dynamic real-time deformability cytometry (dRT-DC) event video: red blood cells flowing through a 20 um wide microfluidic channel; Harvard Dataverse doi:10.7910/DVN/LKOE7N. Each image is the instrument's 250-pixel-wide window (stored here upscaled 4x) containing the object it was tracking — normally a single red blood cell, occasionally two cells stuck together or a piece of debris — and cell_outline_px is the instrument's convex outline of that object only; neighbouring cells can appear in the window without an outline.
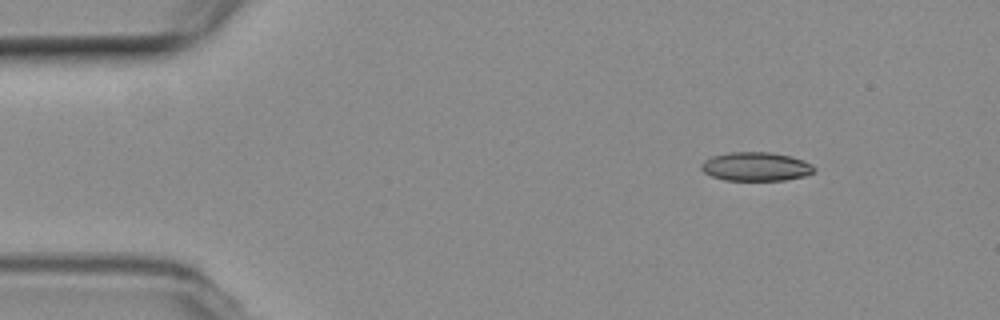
{"species": "common noctule bat (a hibernating species)", "species_latin": "Nyctalus noctula", "temperature_condition": "room temperature", "stored_images_in_passage": 49, "camera_frame_rate_fps": 3000, "um_per_image_px": 0.085, "animal": {"sex": "female", "body_mass_g": 19.3, "forearm_length_mm": 54.1}, "frame": {"image": 1, "passage_image": 1, "time_ms": 0.0, "image_size_px": [1000, 320], "cell_outline_px": [[816, 168], [812, 172], [804, 176], [784, 180], [724, 180], [712, 176], [704, 172], [700, 168], [700, 164], [704, 160], [712, 156], [728, 152], [772, 152], [792, 156], [804, 160], [812, 164]], "centroid_in_image_um": [64.24, 14.15], "position_along_channel_um": 20.8, "area_um2": 19.07}}
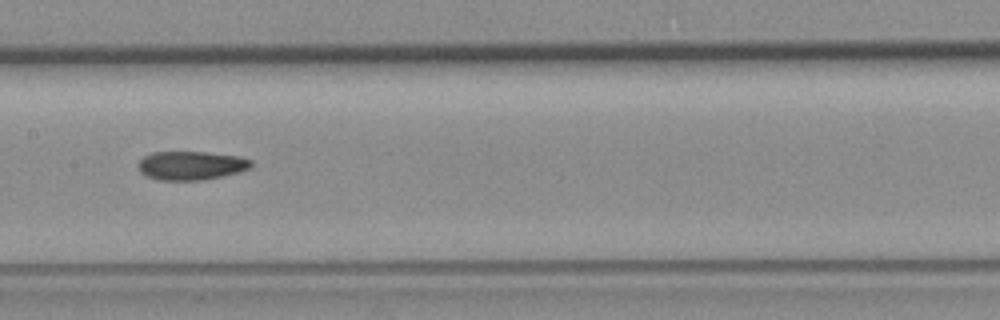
{"frame": {"image": 2, "passage_image": 21, "time_ms": 6.667, "image_size_px": [1000, 320], "cell_outline_px": [[252, 168], [240, 172], [224, 176], [204, 180], [160, 180], [148, 176], [140, 172], [140, 160], [144, 156], [152, 152], [204, 152], [240, 156], [252, 160]], "centroid_in_image_um": [16.31, 14.07], "position_along_channel_um": 191.1, "area_um2": 18.96}}
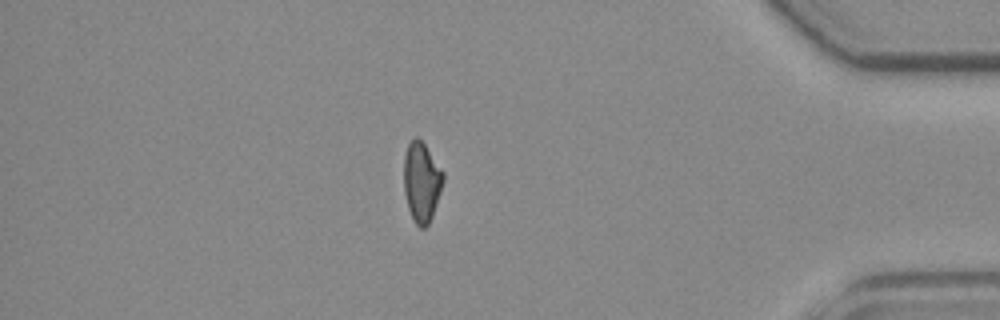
{"frame": {"image": 3, "passage_image": 41, "time_ms": 13.333, "image_size_px": [1000, 320], "cell_outline_px": [[444, 180], [432, 216], [428, 224], [424, 228], [420, 228], [416, 224], [408, 208], [404, 192], [404, 156], [408, 144], [416, 136], [424, 144], [444, 172]], "centroid_in_image_um": [35.83, 15.46], "position_along_channel_um": 399.4, "area_um2": 18.09}, "authors_computed_cell_mechanics": {"area_um2": 18.9584, "velocity_mm_per_s": 3.7539, "shape_relaxation_time_tau1_ms": null, "shape_relaxation_time_tau2_ms": 4.3946, "deformation_change_tau1": null, "deformation_change_tau2": 0.1103}}